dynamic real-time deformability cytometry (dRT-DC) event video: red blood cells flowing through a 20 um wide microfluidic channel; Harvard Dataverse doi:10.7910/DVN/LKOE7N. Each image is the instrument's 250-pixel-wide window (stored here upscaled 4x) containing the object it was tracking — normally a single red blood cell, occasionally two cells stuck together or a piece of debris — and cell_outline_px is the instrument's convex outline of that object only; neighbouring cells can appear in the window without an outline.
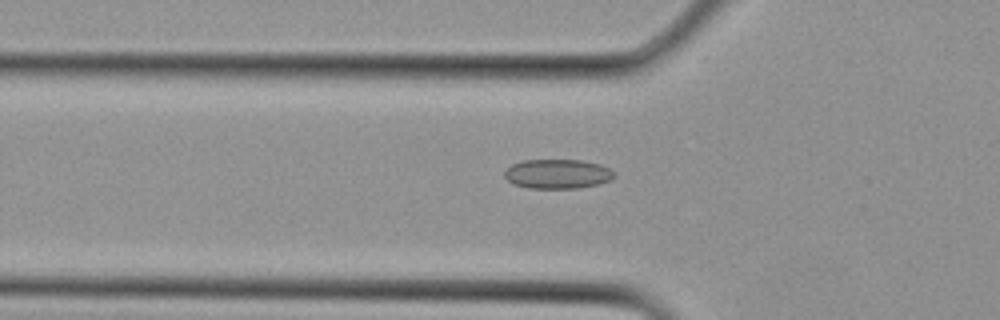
{"species": "Egyptian fruit bat (a non-hibernating species)", "species_latin": "Rousettus aegyptiacus", "temperature_condition": "cold", "stored_images_in_passage": 4, "camera_frame_rate_fps": 3000, "um_per_image_px": 0.085, "animal": {"sex": "female"}, "frame": {"image": 1, "passage_image": 3, "time_ms": 0.667, "image_size_px": [1000, 320], "cell_outline_px": [[616, 176], [608, 180], [596, 184], [576, 188], [528, 188], [512, 184], [504, 176], [504, 172], [512, 164], [524, 160], [580, 160], [600, 164], [608, 168]], "centroid_in_image_um": [47.34, 14.78], "position_along_channel_um": 78.5, "area_um2": 18.61}}